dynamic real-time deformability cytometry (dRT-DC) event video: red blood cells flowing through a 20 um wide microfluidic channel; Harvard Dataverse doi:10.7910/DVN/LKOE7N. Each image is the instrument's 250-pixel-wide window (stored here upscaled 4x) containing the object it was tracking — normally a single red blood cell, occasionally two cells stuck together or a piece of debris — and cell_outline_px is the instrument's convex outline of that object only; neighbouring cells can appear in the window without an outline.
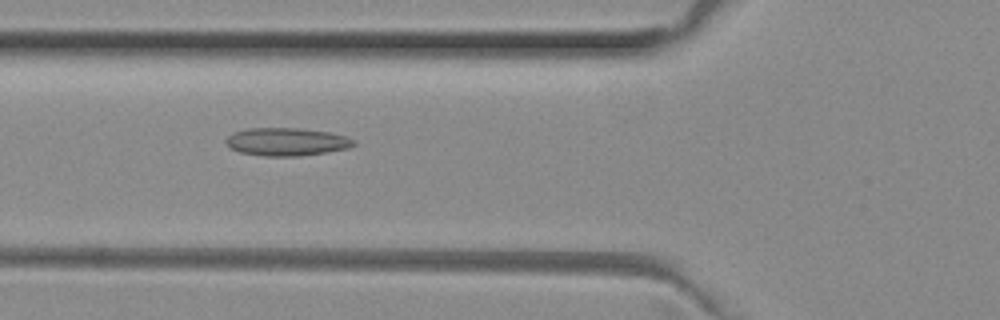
{"species": "common noctule bat (a hibernating species)", "species_latin": "Nyctalus noctula", "temperature_condition": "room temperature", "stored_images_in_passage": 40, "camera_frame_rate_fps": 3000, "um_per_image_px": 0.085, "animal": {"sex": "female", "body_mass_g": 29.2, "forearm_length_mm": 56.3}, "frame": {"image": 1, "passage_image": 8, "time_ms": 2.333, "image_size_px": [1000, 320], "cell_outline_px": [[356, 144], [348, 148], [300, 156], [264, 156], [240, 152], [232, 148], [224, 140], [232, 132], [248, 128], [300, 128], [328, 132], [348, 136], [356, 140]], "centroid_in_image_um": [24.38, 12.04], "position_along_channel_um": 101.4, "area_um2": 20.81}}
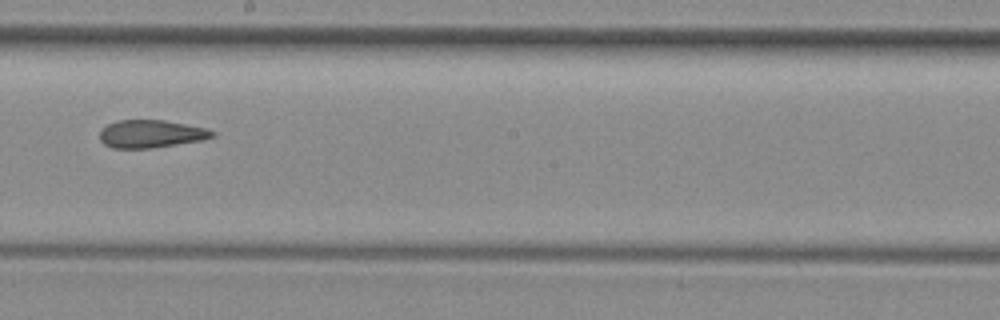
{"frame": {"image": 2, "passage_image": 18, "time_ms": 5.667, "image_size_px": [1000, 320], "cell_outline_px": [[216, 136], [200, 140], [152, 148], [112, 148], [104, 144], [100, 140], [100, 132], [108, 124], [116, 120], [164, 120], [208, 128], [216, 132]], "centroid_in_image_um": [12.85, 11.37], "position_along_channel_um": 235.4, "area_um2": 18.21}}
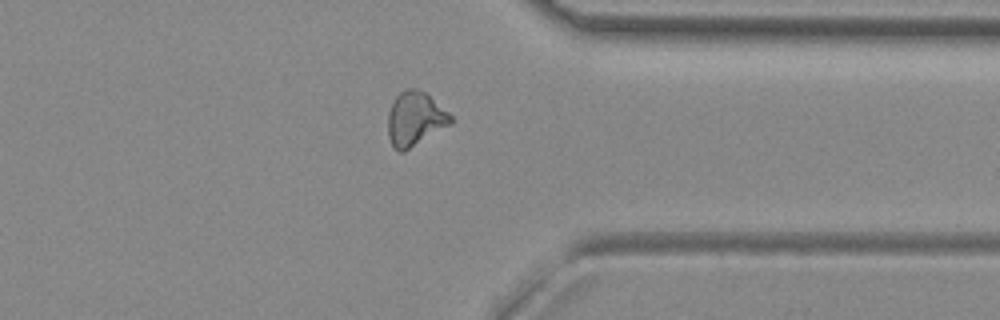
{"frame": {"image": 3, "passage_image": 29, "time_ms": 9.333, "image_size_px": [1000, 320], "cell_outline_px": [[456, 120], [452, 124], [404, 152], [400, 152], [392, 144], [388, 136], [388, 112], [396, 96], [404, 88], [416, 88], [424, 92], [448, 112]], "centroid_in_image_um": [35.29, 10.11], "position_along_channel_um": 376.1, "area_um2": 19.83}, "authors_computed_cell_mechanics": {"area_um2": 19.1896, "velocity_mm_per_s": 4.0223, "shape_relaxation_time_tau1_ms": null, "shape_relaxation_time_tau2_ms": 3.4477, "deformation_change_tau1": null, "deformation_change_tau2": 0.1241}}